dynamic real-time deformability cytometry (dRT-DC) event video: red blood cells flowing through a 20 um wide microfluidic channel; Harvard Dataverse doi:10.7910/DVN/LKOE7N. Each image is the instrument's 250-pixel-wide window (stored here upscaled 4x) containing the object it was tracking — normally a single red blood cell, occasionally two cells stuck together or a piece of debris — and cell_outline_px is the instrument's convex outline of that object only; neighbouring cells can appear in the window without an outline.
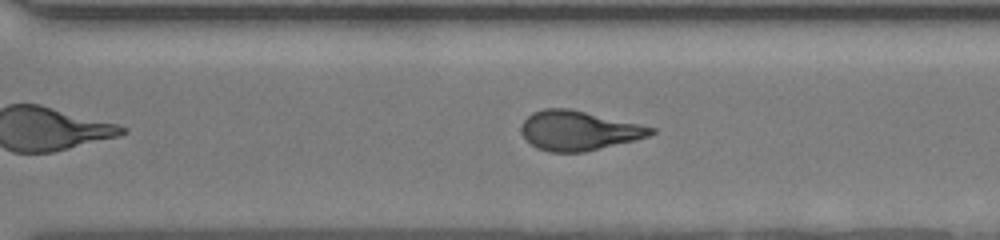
{"species": "human", "species_latin": "Homo sapiens", "temperature_condition": "room temperature", "stored_images_in_passage": 59, "camera_frame_rate_fps": 3000, "um_per_image_px": 0.085, "donor": {"sex": "female"}, "frame": {"image": 1, "passage_image": 56, "time_ms": 6.667, "image_size_px": [1000, 240], "cell_outline_px": [[656, 132], [648, 136], [636, 140], [584, 152], [548, 152], [536, 148], [520, 132], [520, 128], [524, 120], [532, 112], [544, 108], [568, 108], [656, 128]], "centroid_in_image_um": [49.16, 11.1], "position_along_channel_um": 321.4, "area_um2": 29.71}}